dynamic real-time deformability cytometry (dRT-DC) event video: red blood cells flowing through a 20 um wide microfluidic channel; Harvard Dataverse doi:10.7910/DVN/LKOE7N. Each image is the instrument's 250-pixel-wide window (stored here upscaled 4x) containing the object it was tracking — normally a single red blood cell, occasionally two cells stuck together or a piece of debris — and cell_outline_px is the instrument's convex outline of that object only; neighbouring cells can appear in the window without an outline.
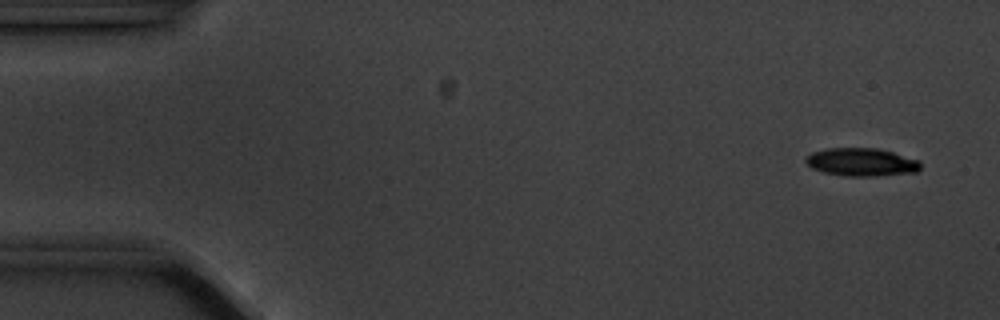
{"species": "common noctule bat (a hibernating species)", "species_latin": "Nyctalus noctula", "temperature_condition": "cold", "stored_images_in_passage": 8, "camera_frame_rate_fps": 3000, "um_per_image_px": 0.085, "animal": {"sex": "male", "body_mass_g": 20.1, "forearm_length_mm": 53.5}, "frame": {"image": 1, "passage_image": 1, "time_ms": 0.0, "image_size_px": [1000, 320], "cell_outline_px": [[920, 168], [916, 172], [876, 176], [844, 176], [824, 172], [812, 168], [804, 160], [804, 156], [812, 152], [828, 148], [876, 148], [892, 152], [920, 160]], "centroid_in_image_um": [73.2, 13.78], "position_along_channel_um": 11.8, "area_um2": 18.79}}
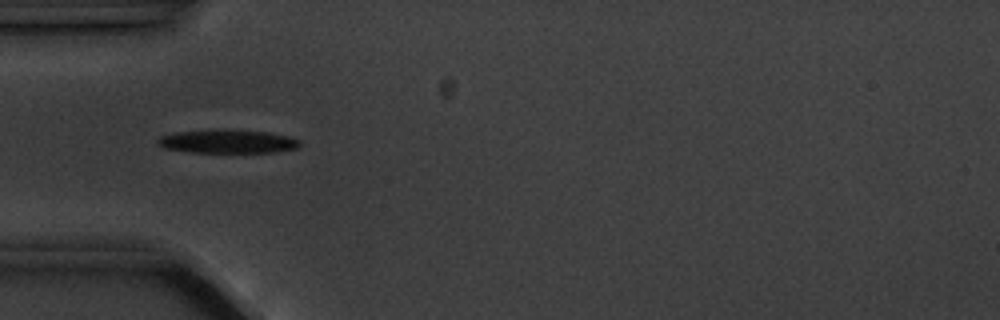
{"frame": {"image": 2, "passage_image": 5, "time_ms": 4.667, "image_size_px": [1000, 320], "cell_outline_px": [[300, 144], [296, 148], [272, 152], [192, 152], [164, 148], [156, 144], [156, 140], [160, 136], [172, 132], [268, 132], [292, 136], [300, 140]], "centroid_in_image_um": [19.35, 12.06], "position_along_channel_um": 65.7, "area_um2": 18.5}}